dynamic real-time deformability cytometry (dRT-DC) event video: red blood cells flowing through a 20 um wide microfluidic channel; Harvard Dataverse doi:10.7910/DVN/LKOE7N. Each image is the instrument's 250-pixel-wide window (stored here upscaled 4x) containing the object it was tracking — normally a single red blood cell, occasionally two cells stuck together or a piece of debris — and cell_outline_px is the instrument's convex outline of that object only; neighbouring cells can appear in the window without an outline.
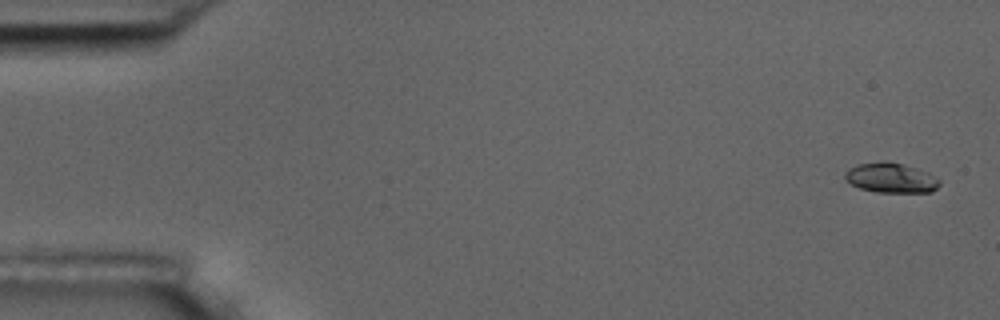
{"species": "common noctule bat (a hibernating species)", "species_latin": "Nyctalus noctula", "temperature_condition": "room temperature", "stored_images_in_passage": 5, "camera_frame_rate_fps": 3000, "um_per_image_px": 0.085, "animal": {"sex": "male", "body_mass_g": 17.5, "forearm_length_mm": 52.3}, "frame": {"image": 1, "passage_image": 1, "time_ms": 0.0, "image_size_px": [1000, 320], "cell_outline_px": [[940, 184], [932, 192], [876, 192], [860, 188], [852, 184], [844, 176], [844, 172], [848, 168], [860, 164], [888, 160], [904, 164], [928, 172], [940, 180]], "centroid_in_image_um": [75.74, 15.11], "position_along_channel_um": 9.3, "area_um2": 16.47}}
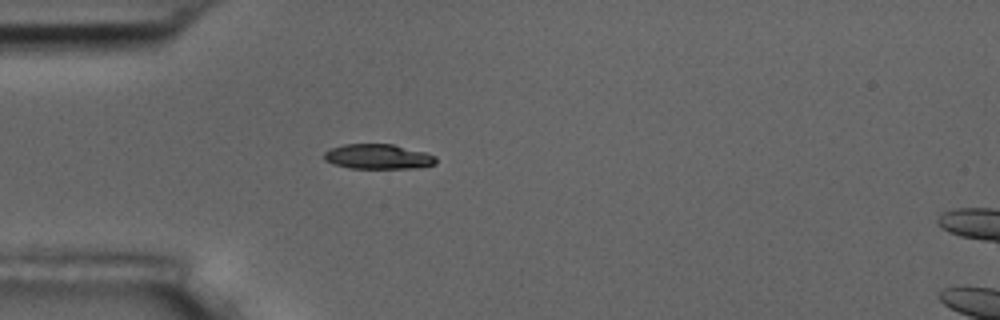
{"frame": {"image": 2, "passage_image": 5, "time_ms": 4.667, "image_size_px": [1000, 320], "cell_outline_px": [[436, 164], [420, 168], [348, 168], [332, 164], [324, 160], [324, 152], [332, 148], [344, 144], [392, 144], [424, 152], [436, 156]], "centroid_in_image_um": [32.13, 13.32], "position_along_channel_um": 52.9, "area_um2": 16.3}}